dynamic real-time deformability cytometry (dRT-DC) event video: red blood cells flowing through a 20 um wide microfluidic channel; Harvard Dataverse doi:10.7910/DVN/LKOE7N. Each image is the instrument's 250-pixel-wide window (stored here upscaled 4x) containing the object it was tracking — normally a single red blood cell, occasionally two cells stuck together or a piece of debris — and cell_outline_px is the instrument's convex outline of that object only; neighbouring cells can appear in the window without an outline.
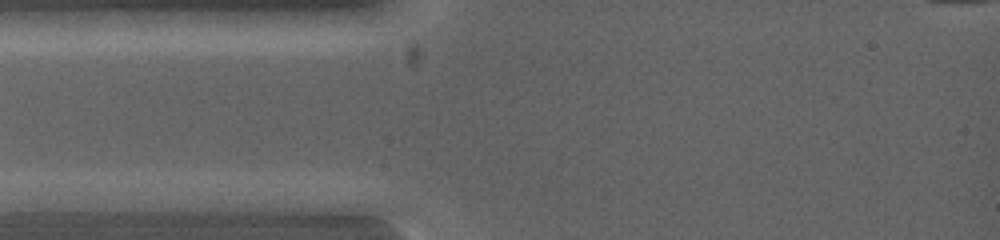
{"species": "common noctule bat (a hibernating species)", "species_latin": "Nyctalus noctula", "temperature_condition": "warm", "stored_images_in_passage": 4, "camera_frame_rate_fps": 5000, "um_per_image_px": 0.085, "animal": {"sex": "female", "body_mass_g": 19.0, "forearm_length_mm": 53.3}, "frame": {"image": 1, "passage_image": 3, "time_ms": 0.4, "image_size_px": [1000, 240], "cell_outline_px": [[104, 200], [92, 212], [16, 212], [12, 200], [40, 192], [96, 192]], "centroid_in_image_um": [4.97, 17.2], "position_along_channel_um": 80.0, "area_um2": 11.56}}